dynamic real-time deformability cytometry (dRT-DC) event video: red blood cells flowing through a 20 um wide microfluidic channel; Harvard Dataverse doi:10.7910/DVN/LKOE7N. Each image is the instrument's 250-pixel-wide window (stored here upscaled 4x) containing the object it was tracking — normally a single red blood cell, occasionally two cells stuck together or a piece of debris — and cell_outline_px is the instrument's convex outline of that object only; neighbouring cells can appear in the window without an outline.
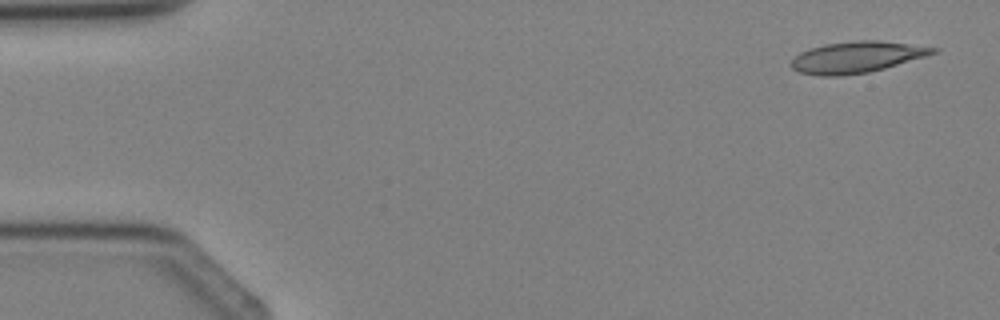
{"species": "Egyptian fruit bat (a non-hibernating species)", "species_latin": "Rousettus aegyptiacus", "temperature_condition": "cold", "stored_images_in_passage": 4, "segment_of_instrument_passage": [2, 2], "camera_frame_rate_fps": 3000, "um_per_image_px": 0.085, "animal": {"sex": "female"}, "frame": {"image": 1, "passage_image": 4, "time_ms": 4.333, "image_size_px": [1000, 320], "cell_outline_px": [[940, 52], [884, 68], [868, 72], [840, 76], [820, 76], [800, 72], [792, 68], [788, 64], [800, 52], [808, 48], [824, 44], [856, 40], [880, 40], [940, 48]], "centroid_in_image_um": [72.82, 4.85], "position_along_channel_um": 12.2, "area_um2": 26.01}}